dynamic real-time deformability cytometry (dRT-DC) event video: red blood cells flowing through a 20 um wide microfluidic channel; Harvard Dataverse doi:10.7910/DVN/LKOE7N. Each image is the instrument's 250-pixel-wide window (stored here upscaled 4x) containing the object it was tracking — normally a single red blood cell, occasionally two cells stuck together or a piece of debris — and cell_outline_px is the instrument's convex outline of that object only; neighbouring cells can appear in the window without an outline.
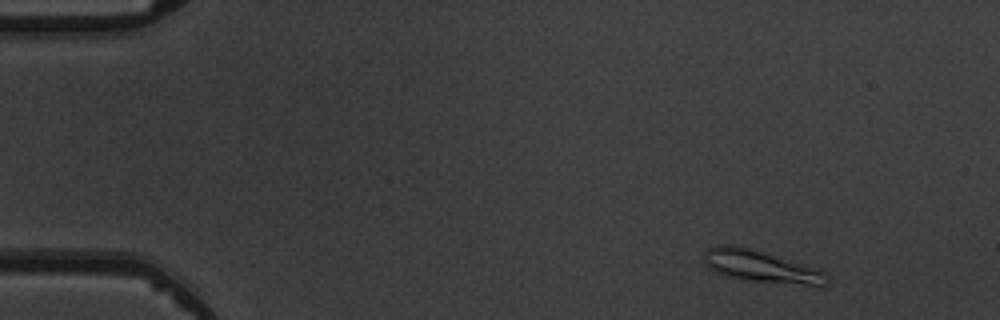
{"species": "common noctule bat (a hibernating species)", "species_latin": "Nyctalus noctula", "temperature_condition": "warm", "stored_images_in_passage": 7, "camera_frame_rate_fps": 3000, "um_per_image_px": 0.085, "animal": {"sex": "male", "body_mass_g": 19.5, "forearm_length_mm": 54.6}, "frame": {"image": 1, "passage_image": 1, "time_ms": 0.0, "image_size_px": [1000, 320], "cell_outline_px": [[828, 284], [820, 288], [816, 288], [752, 280], [732, 276], [708, 268], [704, 260], [704, 252], [708, 248], [720, 244], [732, 244], [748, 248], [824, 272], [828, 276]], "centroid_in_image_um": [64.73, 22.68], "position_along_channel_um": 20.3, "area_um2": 22.31}}
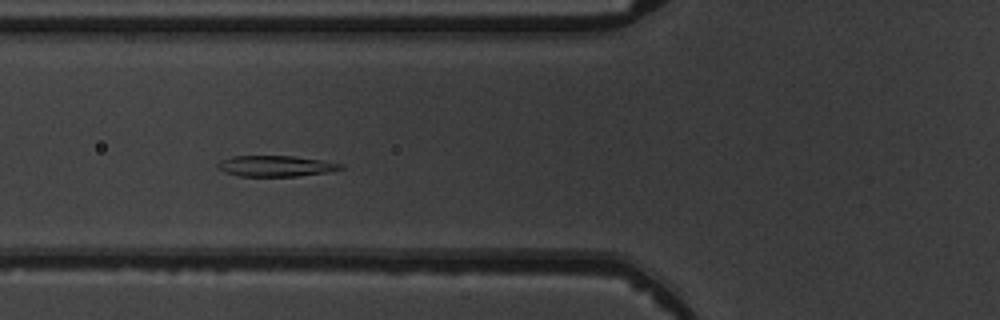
{"frame": {"image": 2, "passage_image": 5, "time_ms": 4.667, "image_size_px": [1000, 320], "cell_outline_px": [[344, 168], [328, 172], [296, 176], [240, 176], [224, 172], [216, 168], [216, 164], [220, 160], [232, 156], [292, 156], [320, 160], [344, 164]], "centroid_in_image_um": [23.39, 14.11], "position_along_channel_um": 102.4, "area_um2": 14.97}}
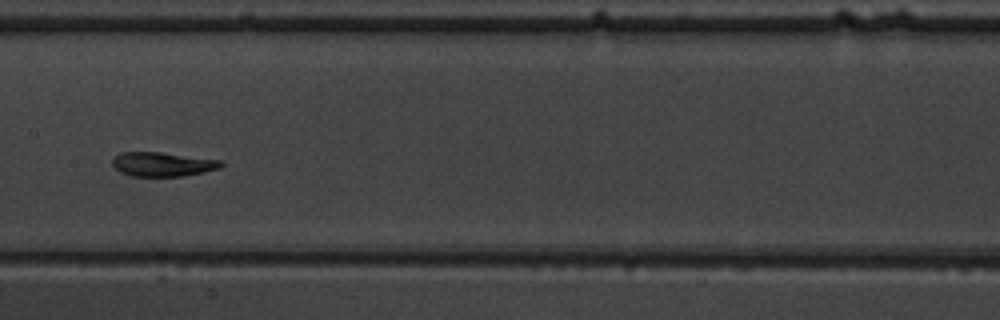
{"frame": {"image": 3, "passage_image": 7, "time_ms": 7.0, "image_size_px": [1000, 320], "cell_outline_px": [[224, 164], [220, 168], [204, 172], [180, 176], [132, 176], [120, 172], [112, 164], [112, 160], [120, 152], [160, 152], [220, 160]], "centroid_in_image_um": [13.81, 13.96], "position_along_channel_um": 193.6, "area_um2": 15.2}}